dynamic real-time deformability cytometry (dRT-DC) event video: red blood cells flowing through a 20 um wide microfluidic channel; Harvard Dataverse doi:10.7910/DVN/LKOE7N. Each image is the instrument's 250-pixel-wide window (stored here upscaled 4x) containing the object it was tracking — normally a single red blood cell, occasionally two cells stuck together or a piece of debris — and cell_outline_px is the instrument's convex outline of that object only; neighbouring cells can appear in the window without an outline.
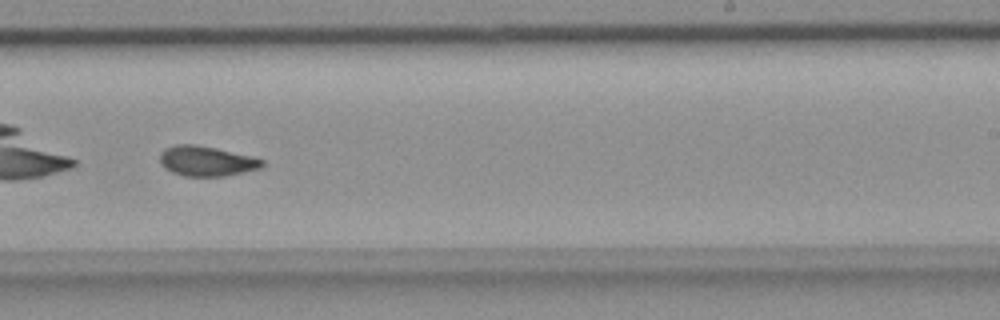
{"species": "common noctule bat (a hibernating species)", "species_latin": "Nyctalus noctula", "temperature_condition": "room temperature", "stored_images_in_passage": 39, "camera_frame_rate_fps": 3000, "um_per_image_px": 0.085, "animal": {"sex": "female", "body_mass_g": 18.4}, "frame": {"image": 1, "passage_image": 17, "time_ms": 5.333, "image_size_px": [1000, 320], "cell_outline_px": [[264, 164], [260, 168], [244, 172], [224, 176], [184, 176], [172, 172], [164, 168], [160, 164], [160, 152], [164, 148], [176, 144], [196, 144], [216, 148], [252, 156], [264, 160]], "centroid_in_image_um": [17.52, 13.68], "position_along_channel_um": 271.5, "area_um2": 18.03}}
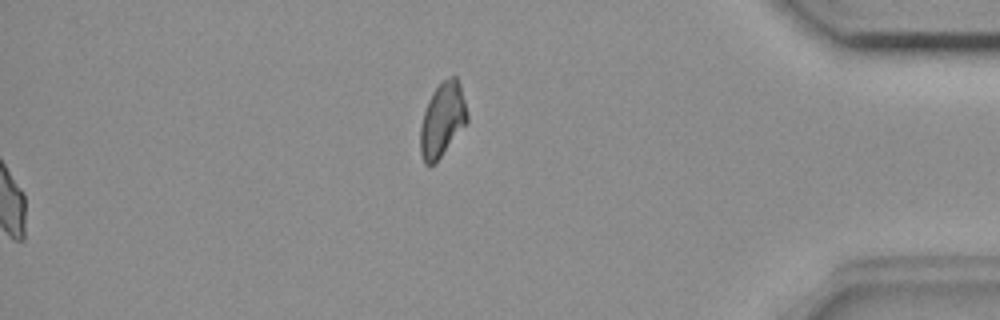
{"frame": {"image": 2, "passage_image": 39, "time_ms": 12.667, "image_size_px": [1000, 320], "cell_outline_px": [[468, 120], [436, 164], [424, 164], [420, 152], [420, 128], [424, 112], [428, 100], [432, 92], [448, 76], [456, 76], [460, 84], [468, 116]], "centroid_in_image_um": [37.59, 10.19], "position_along_channel_um": 397.6, "area_um2": 20.11}}